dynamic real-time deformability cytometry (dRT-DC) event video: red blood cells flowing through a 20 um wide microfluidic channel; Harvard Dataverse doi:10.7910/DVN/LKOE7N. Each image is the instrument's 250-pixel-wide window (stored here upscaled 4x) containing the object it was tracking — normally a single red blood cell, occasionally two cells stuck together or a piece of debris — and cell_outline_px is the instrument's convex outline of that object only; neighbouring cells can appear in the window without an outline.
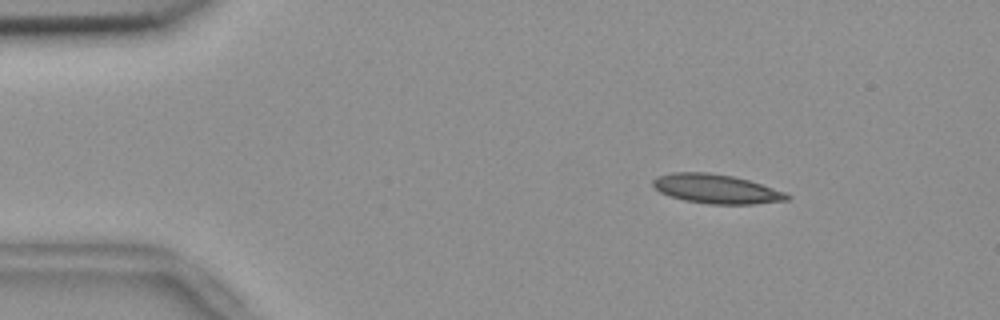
{"species": "common noctule bat (a hibernating species)", "species_latin": "Nyctalus noctula", "temperature_condition": "room temperature", "stored_images_in_passage": 17, "camera_frame_rate_fps": 3000, "um_per_image_px": 0.085, "animal": {"sex": "female", "body_mass_g": 18.4}, "frame": {"image": 1, "passage_image": 8, "time_ms": 2.333, "image_size_px": [1000, 320], "cell_outline_px": [[792, 196], [788, 200], [756, 204], [708, 204], [684, 200], [668, 196], [660, 192], [652, 184], [652, 180], [656, 176], [672, 172], [708, 172], [732, 176], [748, 180], [784, 192]], "centroid_in_image_um": [60.84, 16.06], "position_along_channel_um": 24.2, "area_um2": 22.83}}